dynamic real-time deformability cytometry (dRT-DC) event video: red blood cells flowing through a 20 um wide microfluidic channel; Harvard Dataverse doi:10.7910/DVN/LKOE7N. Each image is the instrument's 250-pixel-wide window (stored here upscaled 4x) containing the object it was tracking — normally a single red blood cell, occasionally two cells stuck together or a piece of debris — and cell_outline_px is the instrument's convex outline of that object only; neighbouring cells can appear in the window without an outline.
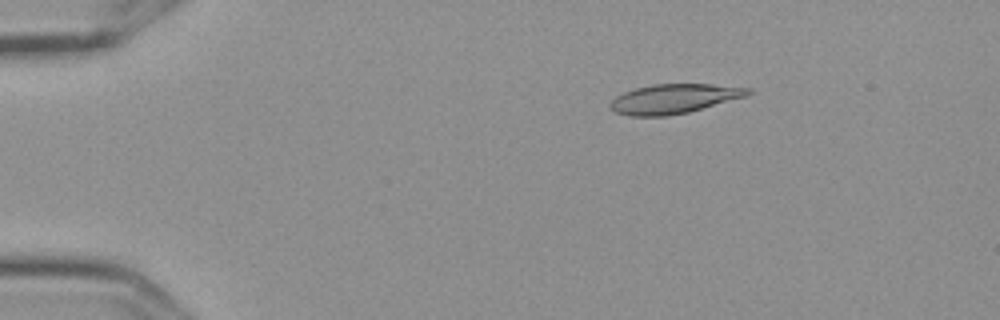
{"species": "Egyptian fruit bat (a non-hibernating species)", "species_latin": "Rousettus aegyptiacus", "temperature_condition": "cold", "stored_images_in_passage": 57, "camera_frame_rate_fps": 3000, "um_per_image_px": 0.085, "frame": {"image": 1, "passage_image": 10, "time_ms": 3.0, "image_size_px": [1000, 320], "cell_outline_px": [[752, 92], [744, 96], [688, 112], [664, 116], [628, 116], [616, 112], [608, 108], [608, 104], [616, 96], [624, 92], [636, 88], [652, 84], [712, 84], [752, 88]], "centroid_in_image_um": [57.23, 8.39], "position_along_channel_um": 27.8, "area_um2": 23.47}}
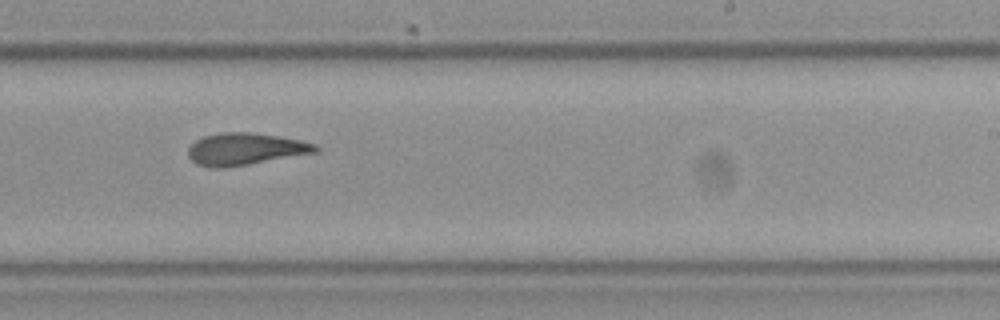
{"frame": {"image": 2, "passage_image": 36, "time_ms": 11.667, "image_size_px": [1000, 320], "cell_outline_px": [[320, 148], [316, 152], [248, 164], [220, 168], [212, 168], [196, 164], [188, 156], [188, 148], [196, 140], [204, 136], [224, 132], [248, 132], [276, 136], [300, 140], [316, 144]], "centroid_in_image_um": [20.82, 12.67], "position_along_channel_um": 268.2, "area_um2": 23.47}}
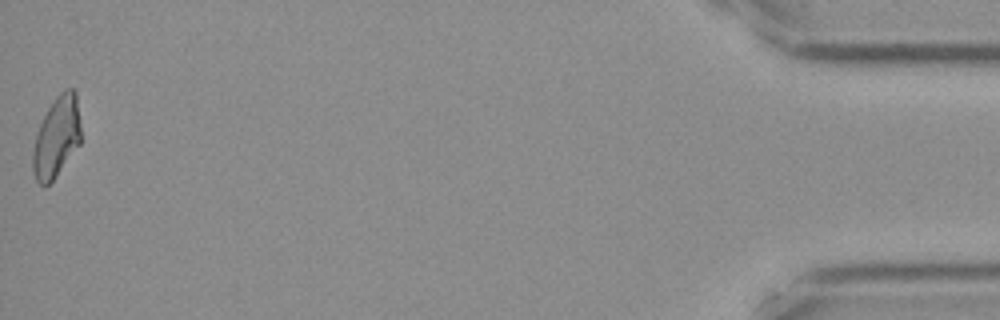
{"frame": {"image": 3, "passage_image": 57, "time_ms": 18.667, "image_size_px": [1000, 320], "cell_outline_px": [[80, 144], [52, 180], [44, 188], [36, 180], [32, 168], [32, 152], [36, 132], [48, 108], [56, 96], [64, 88], [72, 88], [76, 92], [80, 124]], "centroid_in_image_um": [4.8, 11.64], "position_along_channel_um": 430.4, "area_um2": 22.54}, "authors_computed_cell_mechanics": {"area_um2": 23.4668, "velocity_mm_per_s": 3.5926, "shape_relaxation_time_tau1_ms": null, "shape_relaxation_time_tau2_ms": 4.2419, "deformation_change_tau1": null, "deformation_change_tau2": 0.1159}}